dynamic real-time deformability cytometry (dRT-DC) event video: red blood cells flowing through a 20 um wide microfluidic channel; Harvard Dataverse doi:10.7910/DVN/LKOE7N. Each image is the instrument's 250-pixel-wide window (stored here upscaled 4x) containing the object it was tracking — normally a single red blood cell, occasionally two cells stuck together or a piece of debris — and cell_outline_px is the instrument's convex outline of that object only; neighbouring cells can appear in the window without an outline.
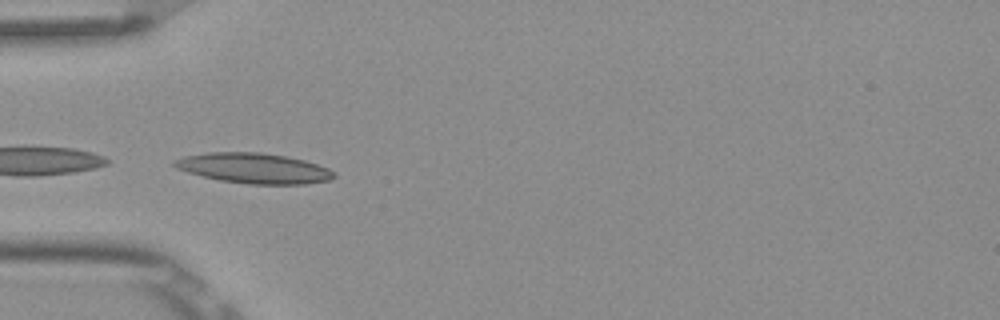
{"species": "Egyptian fruit bat (a non-hibernating species)", "species_latin": "Rousettus aegyptiacus", "temperature_condition": "room temperature", "stored_images_in_passage": 6, "camera_frame_rate_fps": 3000, "um_per_image_px": 0.085, "frame": {"image": 1, "passage_image": 4, "time_ms": 1.0, "image_size_px": [1000, 320], "cell_outline_px": [[336, 176], [328, 180], [304, 184], [248, 184], [220, 180], [188, 172], [176, 168], [172, 164], [172, 160], [184, 156], [208, 152], [260, 152], [284, 156], [304, 160], [328, 168], [336, 172]], "centroid_in_image_um": [21.56, 14.29], "position_along_channel_um": 63.4, "area_um2": 28.03}}
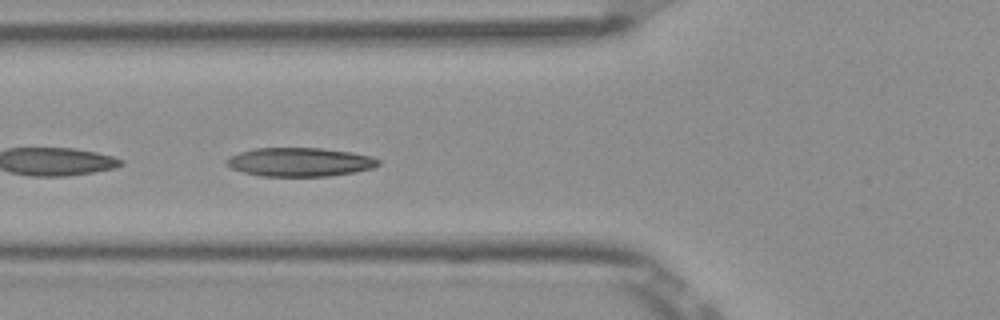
{"frame": {"image": 2, "passage_image": 5, "time_ms": 1.333, "image_size_px": [1000, 320], "cell_outline_px": [[380, 164], [372, 168], [352, 172], [328, 176], [260, 176], [244, 172], [232, 168], [224, 164], [224, 160], [228, 156], [240, 152], [256, 148], [320, 148], [352, 152], [372, 156], [380, 160]], "centroid_in_image_um": [25.45, 13.77], "position_along_channel_um": 100.3, "area_um2": 25.49}}
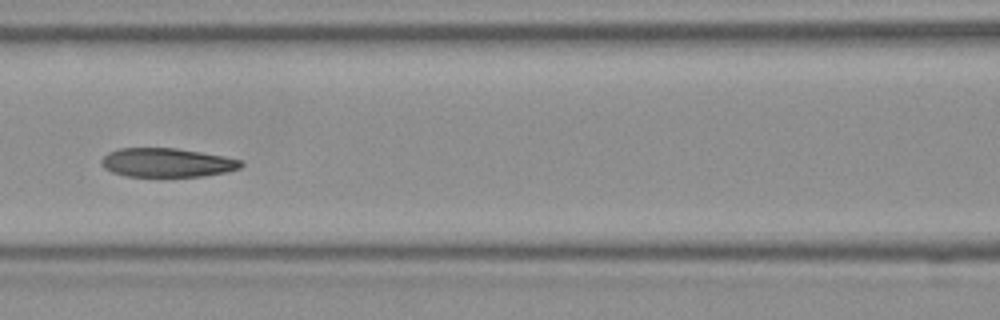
{"frame": {"image": 3, "passage_image": 6, "time_ms": 1.667, "image_size_px": [1000, 320], "cell_outline_px": [[244, 164], [240, 168], [224, 172], [204, 176], [124, 176], [112, 172], [104, 168], [100, 164], [100, 160], [108, 152], [120, 148], [176, 148], [224, 156], [244, 160]], "centroid_in_image_um": [14.18, 13.82], "position_along_channel_um": 152.4, "area_um2": 23.58}}